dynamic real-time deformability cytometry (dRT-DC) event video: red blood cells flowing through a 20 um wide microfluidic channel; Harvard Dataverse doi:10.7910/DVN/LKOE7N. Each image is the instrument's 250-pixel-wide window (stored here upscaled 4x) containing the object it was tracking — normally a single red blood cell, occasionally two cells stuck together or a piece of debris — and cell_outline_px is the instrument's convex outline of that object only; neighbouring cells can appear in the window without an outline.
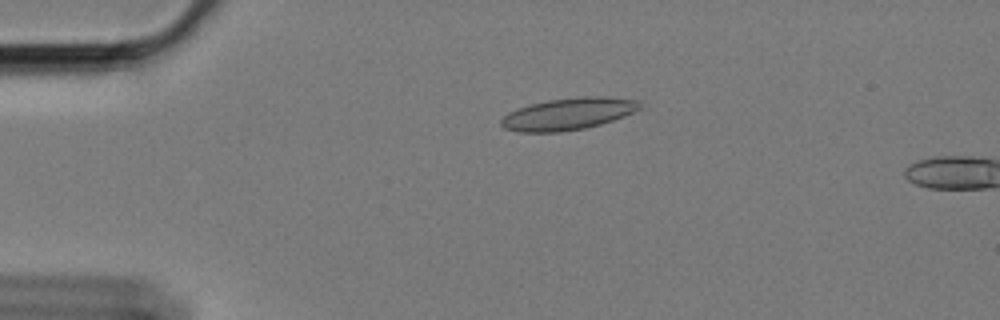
{"species": "Egyptian fruit bat (a non-hibernating species)", "species_latin": "Rousettus aegyptiacus", "temperature_condition": "cold", "stored_images_in_passage": 5, "camera_frame_rate_fps": 3000, "um_per_image_px": 0.085, "animal": {"sex": "female"}, "frame": {"image": 1, "passage_image": 3, "time_ms": 0.667, "image_size_px": [1000, 320], "cell_outline_px": [[644, 108], [624, 116], [600, 124], [584, 128], [560, 132], [520, 132], [504, 128], [500, 124], [500, 120], [508, 112], [532, 104], [548, 100], [576, 96], [604, 96], [640, 100]], "centroid_in_image_um": [48.35, 9.67], "position_along_channel_um": 36.7, "area_um2": 25.95}}